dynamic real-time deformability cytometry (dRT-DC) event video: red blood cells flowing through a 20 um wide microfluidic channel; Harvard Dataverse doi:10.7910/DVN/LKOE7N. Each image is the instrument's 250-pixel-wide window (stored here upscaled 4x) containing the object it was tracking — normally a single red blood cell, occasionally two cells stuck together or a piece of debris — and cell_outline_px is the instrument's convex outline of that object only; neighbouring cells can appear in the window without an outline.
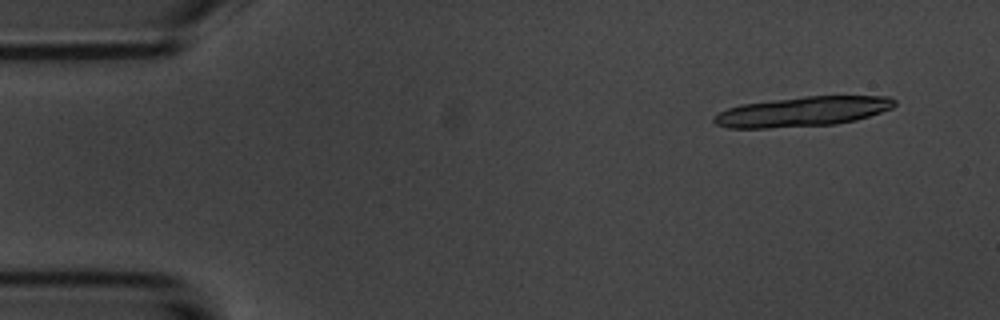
{"species": "common noctule bat (a hibernating species)", "species_latin": "Nyctalus noctula", "temperature_condition": "room temperature", "stored_images_in_passage": 6, "segment_of_instrument_passage": [2, 2], "camera_frame_rate_fps": 3000, "um_per_image_px": 0.085, "animal": {"sex": "male", "body_mass_g": 20.1, "forearm_length_mm": 53.5}, "frame": {"image": 1, "passage_image": 6, "time_ms": 6.0, "image_size_px": [1000, 320], "cell_outline_px": [[896, 104], [892, 108], [856, 120], [836, 124], [768, 128], [728, 128], [716, 124], [712, 120], [712, 116], [728, 108], [740, 104], [804, 96], [888, 96], [896, 100]], "centroid_in_image_um": [68.2, 9.48], "position_along_channel_um": 16.8, "area_um2": 31.39}}